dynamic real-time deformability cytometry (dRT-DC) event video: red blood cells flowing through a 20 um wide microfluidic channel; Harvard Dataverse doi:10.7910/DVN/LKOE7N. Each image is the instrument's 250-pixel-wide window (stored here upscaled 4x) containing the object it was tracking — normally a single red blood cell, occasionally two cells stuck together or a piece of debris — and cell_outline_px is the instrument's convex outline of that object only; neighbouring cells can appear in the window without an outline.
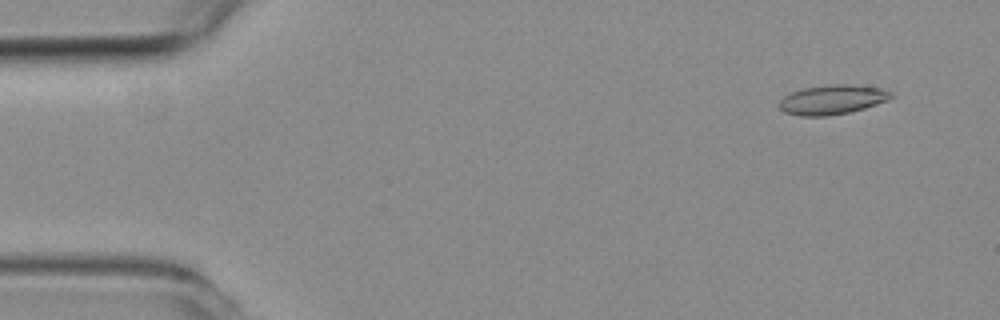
{"species": "common noctule bat (a hibernating species)", "species_latin": "Nyctalus noctula", "temperature_condition": "room temperature", "stored_images_in_passage": 51, "camera_frame_rate_fps": 3000, "um_per_image_px": 0.085, "animal": {"sex": "female", "body_mass_g": 19.3, "forearm_length_mm": 54.1}, "frame": {"image": 1, "passage_image": 4, "time_ms": 1.0, "image_size_px": [1000, 320], "cell_outline_px": [[892, 96], [888, 100], [852, 112], [828, 116], [800, 116], [784, 112], [776, 104], [784, 96], [792, 92], [804, 88], [832, 84], [848, 84], [884, 88], [892, 92]], "centroid_in_image_um": [70.74, 8.47], "position_along_channel_um": 14.3, "area_um2": 19.36}}
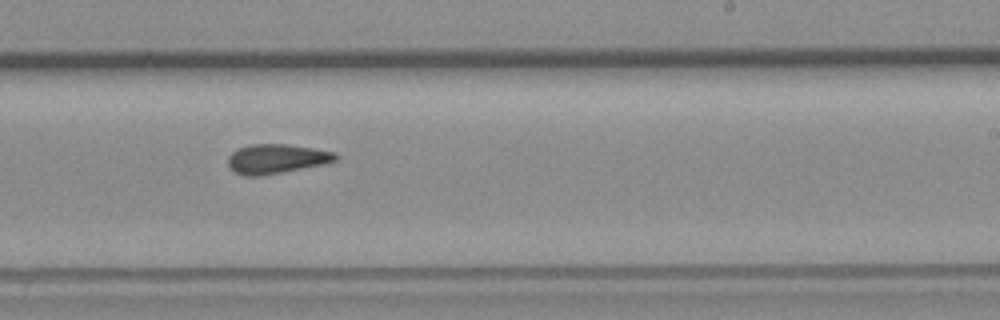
{"frame": {"image": 2, "passage_image": 31, "time_ms": 10.0, "image_size_px": [1000, 320], "cell_outline_px": [[340, 156], [336, 160], [324, 164], [260, 176], [244, 176], [236, 172], [228, 164], [228, 156], [236, 148], [252, 144], [284, 144], [312, 148], [336, 152]], "centroid_in_image_um": [23.5, 13.49], "position_along_channel_um": 265.5, "area_um2": 18.38}}
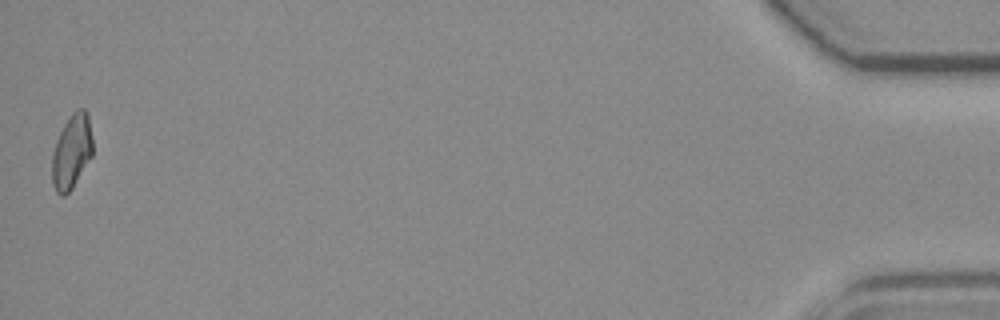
{"frame": {"image": 3, "passage_image": 51, "time_ms": 16.667, "image_size_px": [1000, 320], "cell_outline_px": [[92, 156], [72, 188], [64, 196], [60, 196], [56, 192], [52, 184], [52, 156], [56, 140], [64, 124], [72, 112], [76, 108], [84, 108], [88, 116], [92, 136]], "centroid_in_image_um": [6.09, 12.88], "position_along_channel_um": 429.1, "area_um2": 17.63}, "authors_computed_cell_mechanics": {"area_um2": 18.2648, "velocity_mm_per_s": 3.9924, "shape_relaxation_time_tau1_ms": null, "shape_relaxation_time_tau2_ms": 3.4248, "deformation_change_tau1": null, "deformation_change_tau2": 0.1149}}